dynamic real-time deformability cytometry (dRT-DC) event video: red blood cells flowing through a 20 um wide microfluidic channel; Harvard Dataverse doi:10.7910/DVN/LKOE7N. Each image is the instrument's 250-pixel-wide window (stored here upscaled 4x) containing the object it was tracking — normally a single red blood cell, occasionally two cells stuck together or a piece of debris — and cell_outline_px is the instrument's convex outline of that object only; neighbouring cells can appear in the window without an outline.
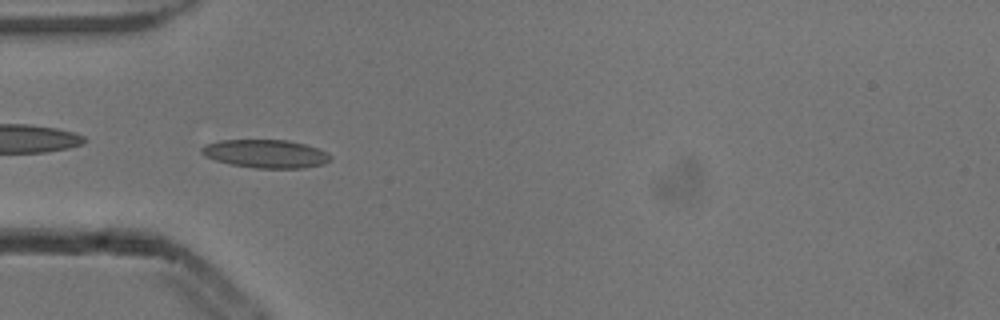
{"species": "common noctule bat (a hibernating species)", "species_latin": "Nyctalus noctula", "temperature_condition": "cold", "stored_images_in_passage": 6, "camera_frame_rate_fps": 3000, "um_per_image_px": 0.085, "animal": {"sex": "male", "body_mass_g": 13.3}, "frame": {"image": 1, "passage_image": 6, "time_ms": 1.667, "image_size_px": [1000, 320], "cell_outline_px": [[332, 156], [324, 164], [304, 168], [256, 168], [228, 164], [204, 156], [200, 152], [200, 148], [204, 144], [220, 140], [288, 140], [304, 144], [328, 152]], "centroid_in_image_um": [22.55, 13.07], "position_along_channel_um": 62.5, "area_um2": 21.33}}